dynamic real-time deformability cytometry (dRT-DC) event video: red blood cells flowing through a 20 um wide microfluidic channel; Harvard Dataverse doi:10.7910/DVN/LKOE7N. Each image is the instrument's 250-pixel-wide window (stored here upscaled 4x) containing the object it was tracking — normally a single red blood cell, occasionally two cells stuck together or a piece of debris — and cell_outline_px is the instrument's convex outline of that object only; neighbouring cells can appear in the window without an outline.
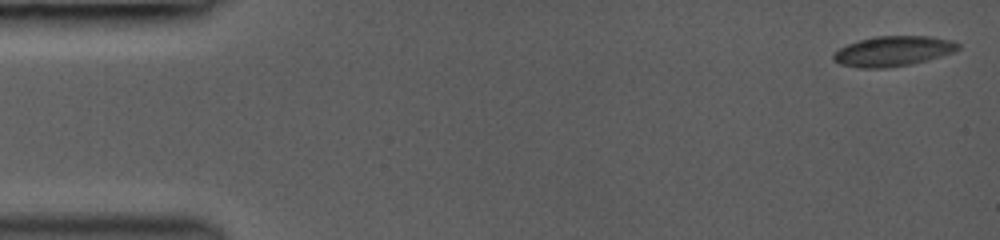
{"species": "common noctule bat (a hibernating species)", "species_latin": "Nyctalus noctula", "temperature_condition": "room temperature", "stored_images_in_passage": 18, "camera_frame_rate_fps": 3000, "um_per_image_px": 0.085, "animal": {"sex": "female", "body_mass_g": 19.0, "forearm_length_mm": 53.3}, "frame": {"image": 1, "passage_image": 1, "time_ms": 0.0, "image_size_px": [1000, 240], "cell_outline_px": [[960, 48], [956, 52], [928, 60], [908, 64], [884, 68], [860, 68], [840, 64], [832, 60], [832, 56], [840, 48], [848, 44], [860, 40], [876, 36], [932, 36], [952, 40], [960, 44]], "centroid_in_image_um": [75.95, 4.34], "position_along_channel_um": 9.0, "area_um2": 21.91}}
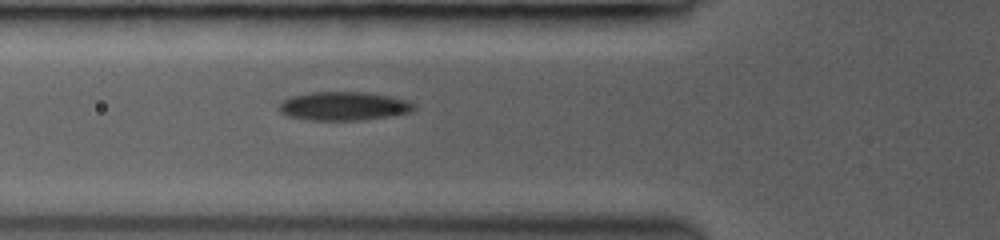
{"frame": {"image": 2, "passage_image": 15, "time_ms": 5.333, "image_size_px": [1000, 240], "cell_outline_px": [[416, 108], [412, 112], [392, 116], [364, 120], [308, 120], [288, 116], [280, 112], [280, 100], [292, 96], [312, 92], [364, 92], [388, 96], [408, 100], [416, 104]], "centroid_in_image_um": [29.25, 9.02], "position_along_channel_um": 96.6, "area_um2": 22.72}}
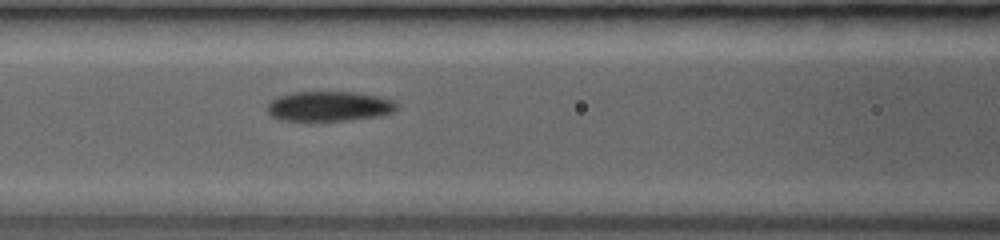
{"frame": {"image": 3, "passage_image": 18, "time_ms": 6.333, "image_size_px": [1000, 240], "cell_outline_px": [[396, 108], [392, 112], [380, 116], [352, 120], [308, 124], [284, 120], [272, 116], [268, 112], [268, 104], [272, 100], [280, 96], [292, 92], [356, 92], [380, 96], [396, 100]], "centroid_in_image_um": [27.98, 9.08], "position_along_channel_um": 138.6, "area_um2": 23.47}}